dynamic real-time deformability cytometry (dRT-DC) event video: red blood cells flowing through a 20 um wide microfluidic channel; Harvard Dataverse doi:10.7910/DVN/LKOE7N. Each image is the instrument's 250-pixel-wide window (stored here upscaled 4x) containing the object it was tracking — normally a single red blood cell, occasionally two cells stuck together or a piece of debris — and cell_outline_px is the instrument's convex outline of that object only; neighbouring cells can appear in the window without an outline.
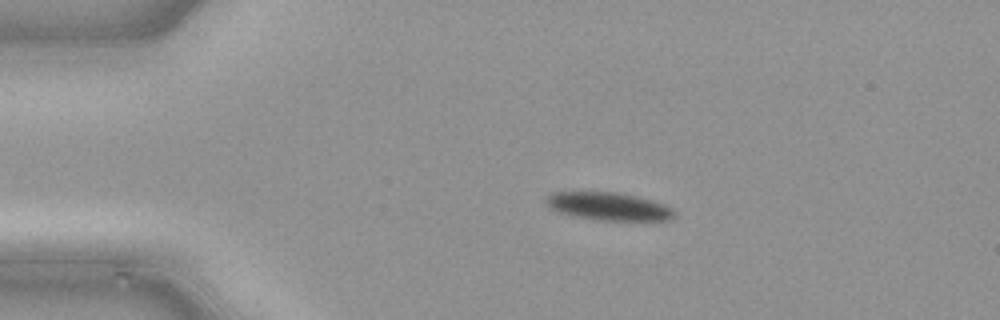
{"species": "common noctule bat (a hibernating species)", "species_latin": "Nyctalus noctula", "temperature_condition": "cold", "stored_images_in_passage": 39, "camera_frame_rate_fps": 3000, "um_per_image_px": 0.085, "animal": {"sex": "male", "body_mass_g": 21.5, "forearm_length_mm": 52.0}, "frame": {"image": 1, "passage_image": 1, "time_ms": 0.0, "image_size_px": [1000, 320], "cell_outline_px": [[676, 216], [672, 220], [596, 220], [576, 216], [560, 212], [548, 208], [544, 204], [544, 196], [552, 192], [620, 192], [636, 196], [664, 204], [672, 208], [676, 212]], "centroid_in_image_um": [51.7, 17.53], "position_along_channel_um": 33.3, "area_um2": 21.1}}
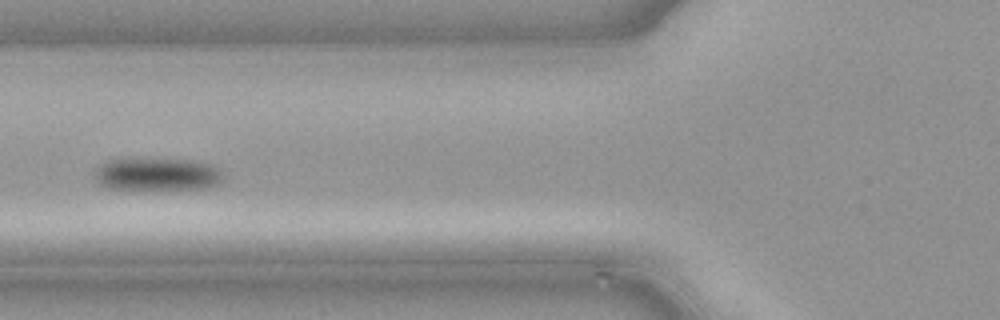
{"frame": {"image": 2, "passage_image": 10, "time_ms": 3.0, "image_size_px": [1000, 320], "cell_outline_px": [[224, 180], [220, 184], [204, 188], [144, 192], [108, 188], [100, 184], [96, 180], [92, 172], [108, 160], [188, 160], [212, 164], [220, 172]], "centroid_in_image_um": [13.35, 14.89], "position_along_channel_um": 112.5, "area_um2": 25.09}}
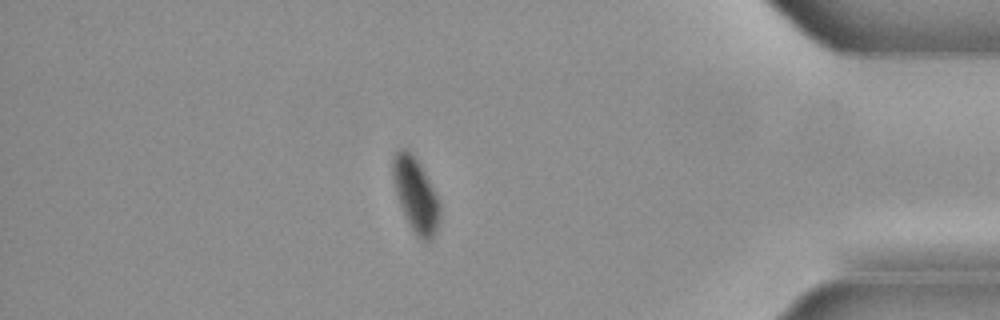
{"frame": {"image": 3, "passage_image": 33, "time_ms": 10.667, "image_size_px": [1000, 320], "cell_outline_px": [[440, 220], [436, 232], [432, 240], [424, 244], [416, 236], [400, 204], [396, 192], [392, 172], [392, 156], [400, 148], [408, 148], [412, 152], [420, 164], [440, 200]], "centroid_in_image_um": [35.36, 16.57], "position_along_channel_um": 399.8, "area_um2": 20.52}}